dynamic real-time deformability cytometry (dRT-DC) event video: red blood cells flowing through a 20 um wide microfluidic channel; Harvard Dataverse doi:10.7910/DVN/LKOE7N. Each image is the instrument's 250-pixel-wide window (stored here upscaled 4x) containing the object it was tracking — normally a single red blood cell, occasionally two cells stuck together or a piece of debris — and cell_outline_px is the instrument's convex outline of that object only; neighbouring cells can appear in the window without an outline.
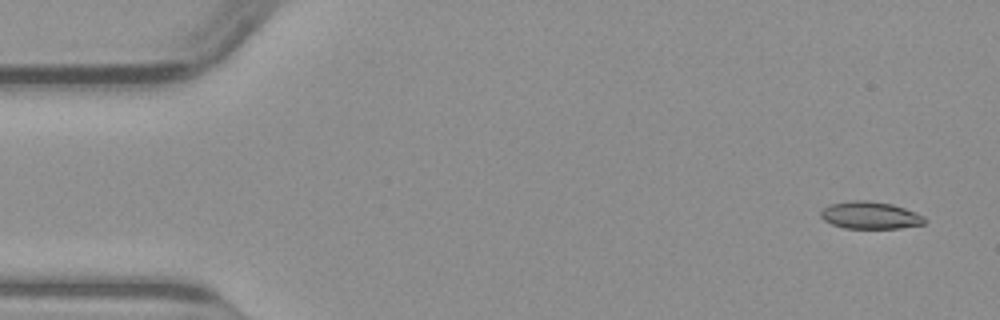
{"species": "common noctule bat (a hibernating species)", "species_latin": "Nyctalus noctula", "temperature_condition": "warm", "stored_images_in_passage": 50, "camera_frame_rate_fps": 3000, "um_per_image_px": 0.085, "animal": {"sex": "male", "body_mass_g": 23.1, "forearm_length_mm": 52.7}, "frame": {"image": 1, "passage_image": 3, "time_ms": 0.667, "image_size_px": [1000, 320], "cell_outline_px": [[924, 224], [900, 228], [844, 228], [832, 224], [824, 220], [820, 216], [820, 212], [824, 208], [832, 204], [852, 200], [864, 200], [892, 204], [916, 212], [924, 216]], "centroid_in_image_um": [73.96, 18.3], "position_along_channel_um": 11.0, "area_um2": 16.36}}
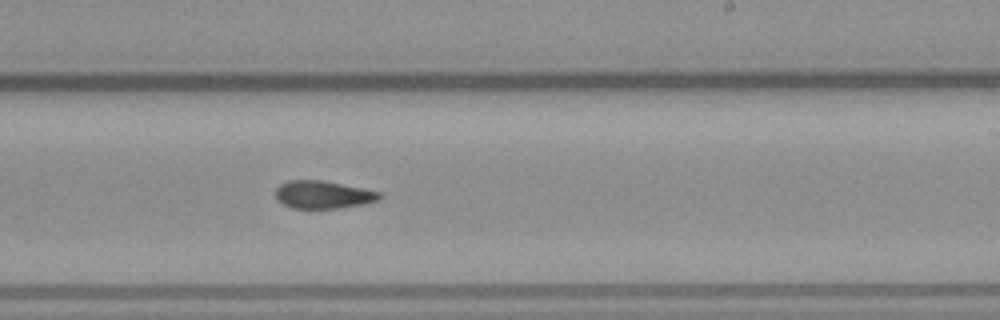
{"frame": {"image": 2, "passage_image": 30, "time_ms": 9.667, "image_size_px": [1000, 320], "cell_outline_px": [[384, 196], [380, 200], [340, 208], [292, 208], [276, 200], [276, 188], [280, 184], [288, 180], [320, 180], [380, 192]], "centroid_in_image_um": [27.44, 16.55], "position_along_channel_um": 261.6, "area_um2": 16.65}}
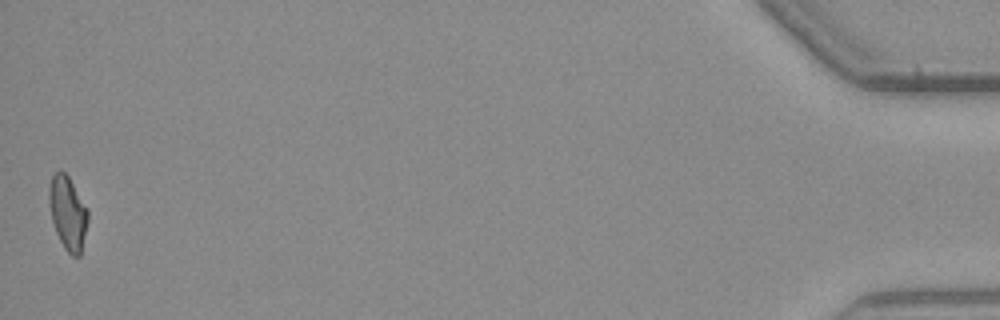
{"frame": {"image": 3, "passage_image": 50, "time_ms": 16.333, "image_size_px": [1000, 320], "cell_outline_px": [[88, 220], [80, 256], [72, 256], [64, 248], [56, 232], [52, 220], [48, 200], [48, 188], [52, 176], [56, 172], [64, 172], [68, 176], [88, 208]], "centroid_in_image_um": [5.76, 18.1], "position_along_channel_um": 429.4, "area_um2": 16.59}}